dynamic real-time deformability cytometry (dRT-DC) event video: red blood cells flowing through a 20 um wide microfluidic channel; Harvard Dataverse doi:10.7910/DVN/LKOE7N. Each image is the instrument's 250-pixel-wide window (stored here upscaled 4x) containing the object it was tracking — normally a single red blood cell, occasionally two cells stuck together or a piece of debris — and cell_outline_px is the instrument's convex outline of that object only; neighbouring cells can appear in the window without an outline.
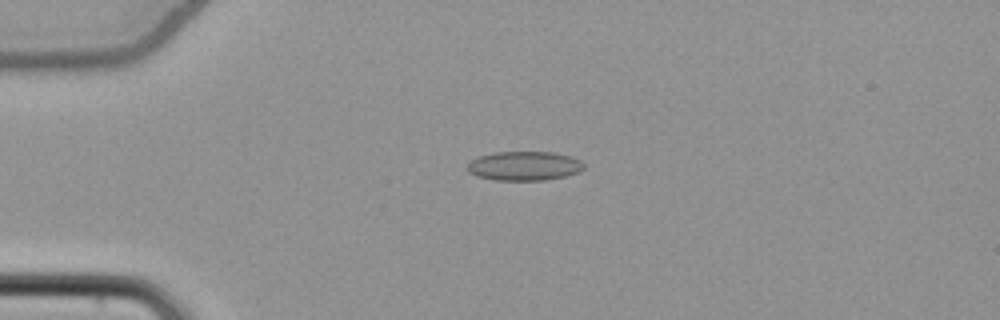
{"species": "common noctule bat (a hibernating species)", "species_latin": "Nyctalus noctula", "temperature_condition": "cold", "stored_images_in_passage": 54, "camera_frame_rate_fps": 3000, "um_per_image_px": 0.085, "animal": {"sex": "female", "body_mass_g": 22.7, "forearm_length_mm": 54.2}, "frame": {"image": 1, "passage_image": 14, "time_ms": 4.333, "image_size_px": [1000, 320], "cell_outline_px": [[584, 168], [580, 172], [564, 176], [544, 180], [496, 180], [476, 176], [468, 172], [464, 168], [476, 156], [496, 152], [552, 152], [572, 156], [580, 160], [584, 164]], "centroid_in_image_um": [44.54, 14.1], "position_along_channel_um": 40.5, "area_um2": 20.0}}
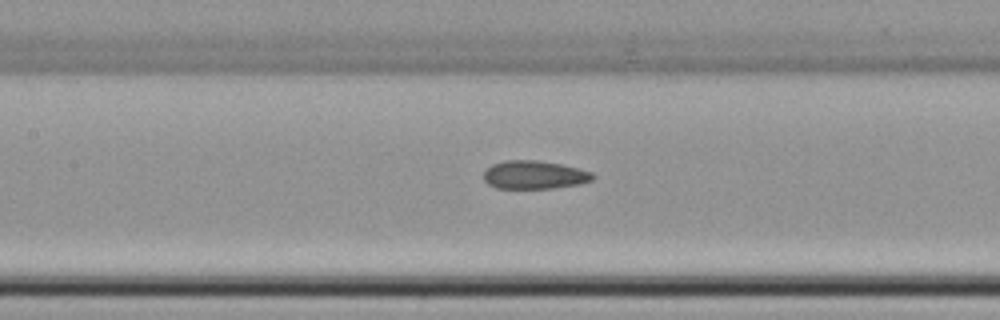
{"frame": {"image": 2, "passage_image": 26, "time_ms": 8.333, "image_size_px": [1000, 320], "cell_outline_px": [[596, 176], [592, 180], [580, 184], [552, 188], [496, 188], [488, 184], [484, 180], [484, 172], [492, 164], [504, 160], [536, 160], [560, 164], [592, 172]], "centroid_in_image_um": [45.41, 14.86], "position_along_channel_um": 162.0, "area_um2": 17.92}}
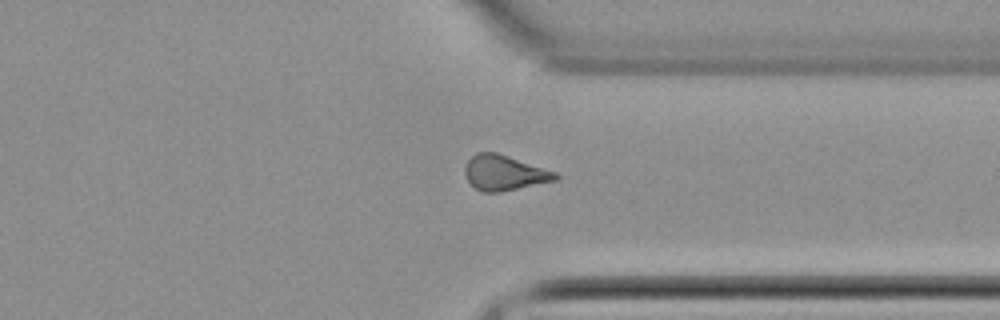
{"frame": {"image": 3, "passage_image": 42, "time_ms": 13.667, "image_size_px": [1000, 320], "cell_outline_px": [[560, 176], [556, 180], [500, 192], [484, 192], [476, 188], [468, 180], [464, 172], [464, 168], [468, 160], [476, 152], [496, 152], [556, 172]], "centroid_in_image_um": [42.85, 14.68], "position_along_channel_um": 368.5, "area_um2": 18.32}, "authors_computed_cell_mechanics": {"area_um2": 18.5538, "velocity_mm_per_s": 3.8828, "shape_relaxation_time_tau1_ms": 5.7768, "shape_relaxation_time_tau2_ms": 2.503, "deformation_change_tau1": 0.1227, "deformation_change_tau2": 0.0986}}